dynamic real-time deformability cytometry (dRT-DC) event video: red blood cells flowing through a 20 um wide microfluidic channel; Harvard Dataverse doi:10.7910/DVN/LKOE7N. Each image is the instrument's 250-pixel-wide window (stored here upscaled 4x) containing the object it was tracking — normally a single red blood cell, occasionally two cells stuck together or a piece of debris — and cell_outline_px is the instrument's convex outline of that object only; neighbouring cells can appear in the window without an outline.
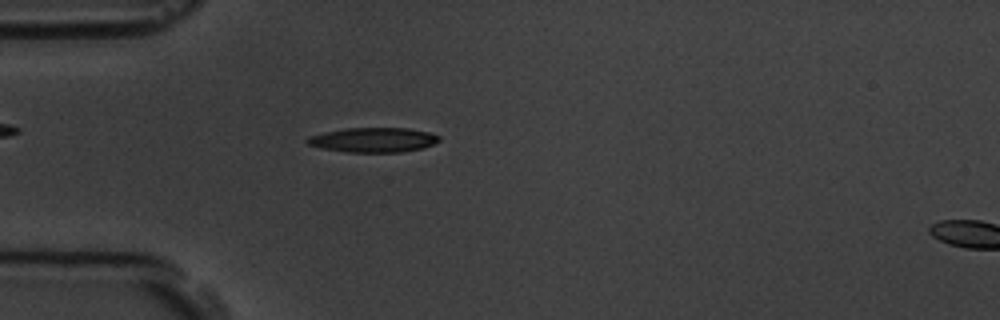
{"species": "common noctule bat (a hibernating species)", "species_latin": "Nyctalus noctula", "temperature_condition": "room temperature", "stored_images_in_passage": 5, "camera_frame_rate_fps": 3000, "um_per_image_px": 0.085, "animal": {"sex": "male", "body_mass_g": 19.5, "forearm_length_mm": 54.6}, "frame": {"image": 1, "passage_image": 4, "time_ms": 3.333, "image_size_px": [1000, 320], "cell_outline_px": [[440, 140], [424, 148], [400, 152], [344, 152], [320, 148], [308, 144], [304, 140], [308, 136], [324, 132], [344, 128], [408, 128], [428, 132], [440, 136]], "centroid_in_image_um": [31.69, 11.89], "position_along_channel_um": 53.3, "area_um2": 19.07}}